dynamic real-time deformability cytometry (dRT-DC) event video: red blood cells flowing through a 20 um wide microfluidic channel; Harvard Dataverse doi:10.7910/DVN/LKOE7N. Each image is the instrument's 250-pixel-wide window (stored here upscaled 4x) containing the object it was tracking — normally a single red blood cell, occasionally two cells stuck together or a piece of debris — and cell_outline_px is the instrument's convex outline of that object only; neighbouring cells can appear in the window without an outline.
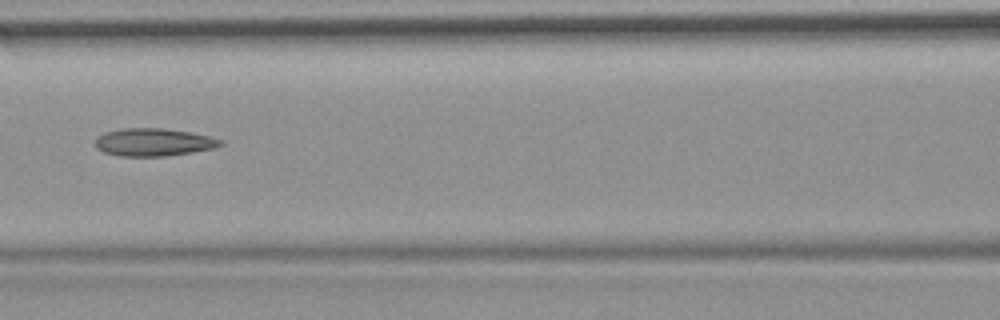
{"species": "common noctule bat (a hibernating species)", "species_latin": "Nyctalus noctula", "temperature_condition": "room temperature", "stored_images_in_passage": 10, "camera_frame_rate_fps": 3000, "um_per_image_px": 0.085, "animal": {"sex": "female", "body_mass_g": 19.9}, "frame": {"image": 1, "passage_image": 7, "time_ms": 2.0, "image_size_px": [1000, 320], "cell_outline_px": [[224, 144], [212, 148], [192, 152], [164, 156], [120, 156], [104, 152], [96, 148], [96, 136], [104, 132], [120, 128], [164, 128], [188, 132], [208, 136], [224, 140]], "centroid_in_image_um": [13.02, 12.08], "position_along_channel_um": 153.6, "area_um2": 20.23}}
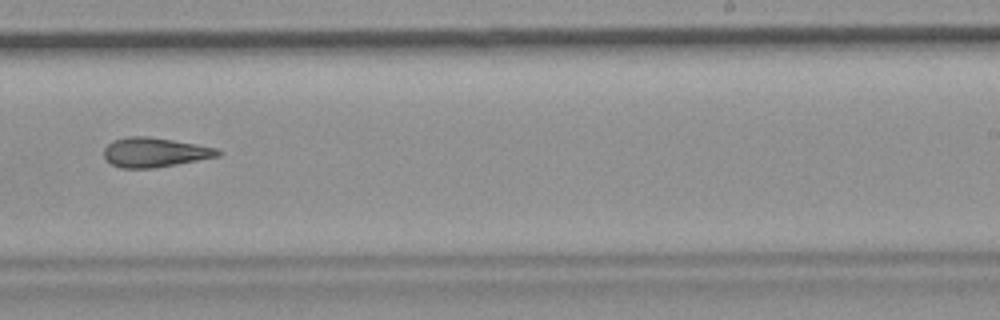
{"frame": {"image": 2, "passage_image": 10, "time_ms": 3.0, "image_size_px": [1000, 320], "cell_outline_px": [[224, 152], [220, 156], [156, 168], [120, 168], [112, 164], [104, 156], [104, 148], [112, 140], [128, 136], [148, 136], [196, 144], [216, 148]], "centroid_in_image_um": [13.16, 12.95], "position_along_channel_um": 275.8, "area_um2": 19.65}}